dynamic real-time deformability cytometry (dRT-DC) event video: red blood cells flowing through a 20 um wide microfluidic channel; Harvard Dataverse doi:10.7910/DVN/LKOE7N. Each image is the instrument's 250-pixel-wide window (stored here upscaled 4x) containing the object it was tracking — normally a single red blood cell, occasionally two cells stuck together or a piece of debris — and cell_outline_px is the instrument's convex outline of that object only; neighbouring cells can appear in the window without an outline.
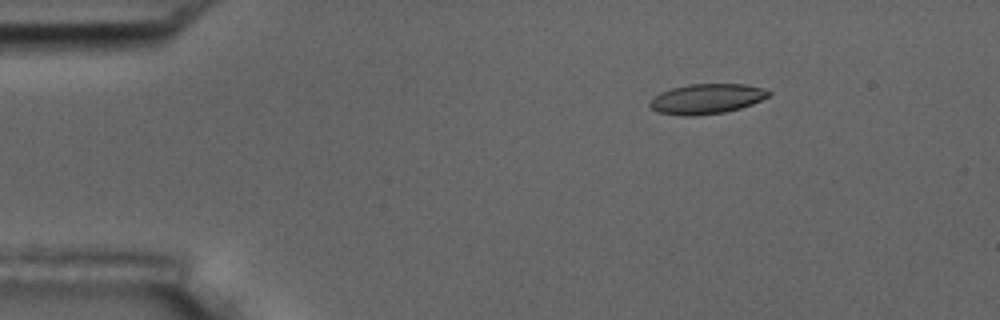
{"species": "common noctule bat (a hibernating species)", "species_latin": "Nyctalus noctula", "temperature_condition": "room temperature", "stored_images_in_passage": 3, "camera_frame_rate_fps": 3000, "um_per_image_px": 0.085, "animal": {"sex": "male", "body_mass_g": 17.5, "forearm_length_mm": 52.3}, "frame": {"image": 1, "passage_image": 1, "time_ms": 0.0, "image_size_px": [1000, 320], "cell_outline_px": [[772, 92], [768, 96], [752, 104], [740, 108], [724, 112], [692, 116], [684, 116], [660, 112], [652, 108], [648, 104], [660, 92], [672, 88], [688, 84], [744, 84], [760, 88]], "centroid_in_image_um": [60.06, 8.4], "position_along_channel_um": 24.9, "area_um2": 20.46}}
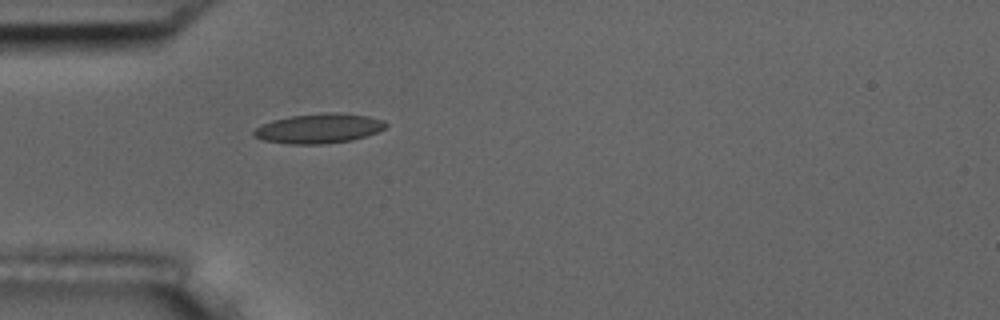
{"frame": {"image": 2, "passage_image": 3, "time_ms": 2.667, "image_size_px": [1000, 320], "cell_outline_px": [[388, 124], [384, 128], [376, 132], [352, 140], [320, 144], [288, 144], [264, 140], [252, 136], [252, 132], [256, 128], [272, 120], [292, 116], [320, 112], [332, 112], [368, 116], [384, 120]], "centroid_in_image_um": [27.09, 10.91], "position_along_channel_um": 57.9, "area_um2": 22.72}}